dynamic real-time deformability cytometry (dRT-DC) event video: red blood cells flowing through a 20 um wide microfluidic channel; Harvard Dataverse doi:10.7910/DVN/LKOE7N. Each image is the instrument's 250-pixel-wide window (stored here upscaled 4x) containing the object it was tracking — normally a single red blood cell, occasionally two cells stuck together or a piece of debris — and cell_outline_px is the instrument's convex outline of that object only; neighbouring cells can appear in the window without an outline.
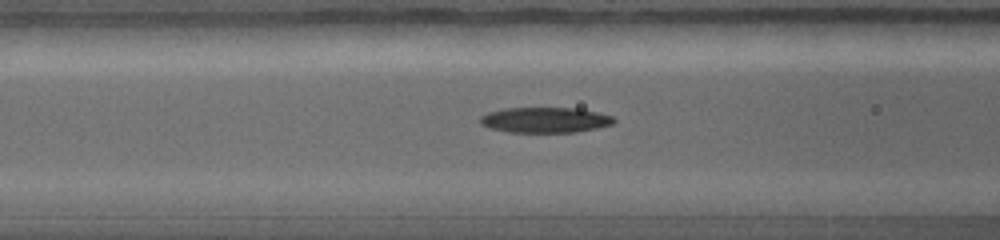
{"species": "common noctule bat (a hibernating species)", "species_latin": "Nyctalus noctula", "temperature_condition": "warm", "stored_images_in_passage": 21, "camera_frame_rate_fps": 5000, "um_per_image_px": 0.085, "animal": {"sex": "female", "body_mass_g": 19.0, "forearm_length_mm": 56.7}, "frame": {"image": 1, "passage_image": 7, "time_ms": 2.4, "image_size_px": [1000, 240], "cell_outline_px": [[616, 120], [612, 124], [596, 128], [576, 132], [508, 132], [492, 128], [480, 124], [480, 116], [488, 112], [504, 108], [576, 108], [596, 112], [612, 116]], "centroid_in_image_um": [46.31, 10.19], "position_along_channel_um": 120.3, "area_um2": 19.71}}
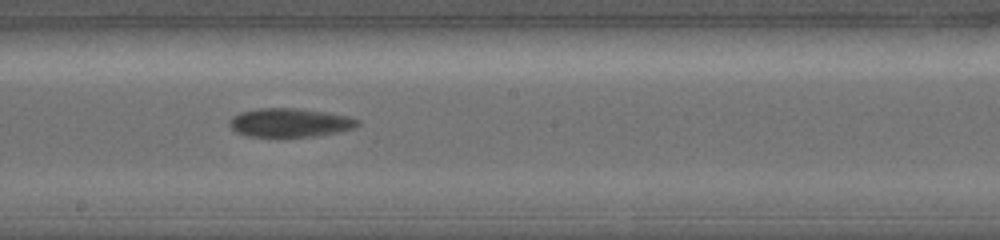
{"frame": {"image": 2, "passage_image": 12, "time_ms": 4.2, "image_size_px": [1000, 240], "cell_outline_px": [[360, 124], [352, 128], [336, 132], [316, 136], [248, 136], [236, 132], [228, 124], [228, 120], [232, 116], [240, 112], [260, 108], [296, 108], [328, 112], [348, 116], [360, 120]], "centroid_in_image_um": [24.62, 10.41], "position_along_channel_um": 223.6, "area_um2": 21.39}}
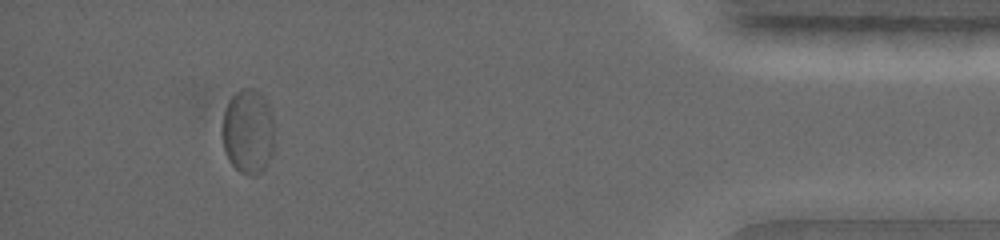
{"frame": {"image": 3, "passage_image": 20, "time_ms": 8.6, "image_size_px": [1000, 240], "cell_outline_px": [[272, 148], [268, 160], [264, 168], [256, 176], [252, 176], [240, 172], [232, 164], [224, 148], [224, 112], [228, 100], [236, 92], [244, 88], [256, 88], [264, 96], [272, 116]], "centroid_in_image_um": [21.09, 11.15], "position_along_channel_um": 414.1, "area_um2": 25.14}}